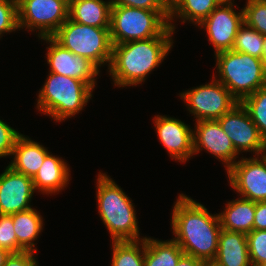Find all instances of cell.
Here are the masks:
<instances>
[{
    "label": "cell",
    "mask_w": 266,
    "mask_h": 266,
    "mask_svg": "<svg viewBox=\"0 0 266 266\" xmlns=\"http://www.w3.org/2000/svg\"><path fill=\"white\" fill-rule=\"evenodd\" d=\"M173 238L186 255L210 265L216 256L221 232L218 214H210L201 203L181 193L174 202Z\"/></svg>",
    "instance_id": "cell-1"
},
{
    "label": "cell",
    "mask_w": 266,
    "mask_h": 266,
    "mask_svg": "<svg viewBox=\"0 0 266 266\" xmlns=\"http://www.w3.org/2000/svg\"><path fill=\"white\" fill-rule=\"evenodd\" d=\"M173 43L172 36H158L113 45L108 72L114 86L123 88L142 84L163 62Z\"/></svg>",
    "instance_id": "cell-2"
},
{
    "label": "cell",
    "mask_w": 266,
    "mask_h": 266,
    "mask_svg": "<svg viewBox=\"0 0 266 266\" xmlns=\"http://www.w3.org/2000/svg\"><path fill=\"white\" fill-rule=\"evenodd\" d=\"M96 198L100 218L112 241H136L140 238L135 205L122 188L106 173L99 172Z\"/></svg>",
    "instance_id": "cell-3"
},
{
    "label": "cell",
    "mask_w": 266,
    "mask_h": 266,
    "mask_svg": "<svg viewBox=\"0 0 266 266\" xmlns=\"http://www.w3.org/2000/svg\"><path fill=\"white\" fill-rule=\"evenodd\" d=\"M39 89L36 108L56 122L78 114L92 97L93 88L82 80L49 72Z\"/></svg>",
    "instance_id": "cell-4"
},
{
    "label": "cell",
    "mask_w": 266,
    "mask_h": 266,
    "mask_svg": "<svg viewBox=\"0 0 266 266\" xmlns=\"http://www.w3.org/2000/svg\"><path fill=\"white\" fill-rule=\"evenodd\" d=\"M110 36L113 45L147 40L158 36H172L169 10H148L112 5Z\"/></svg>",
    "instance_id": "cell-5"
},
{
    "label": "cell",
    "mask_w": 266,
    "mask_h": 266,
    "mask_svg": "<svg viewBox=\"0 0 266 266\" xmlns=\"http://www.w3.org/2000/svg\"><path fill=\"white\" fill-rule=\"evenodd\" d=\"M214 56L217 80L227 87L239 102L266 86V69L262 59L232 49Z\"/></svg>",
    "instance_id": "cell-6"
},
{
    "label": "cell",
    "mask_w": 266,
    "mask_h": 266,
    "mask_svg": "<svg viewBox=\"0 0 266 266\" xmlns=\"http://www.w3.org/2000/svg\"><path fill=\"white\" fill-rule=\"evenodd\" d=\"M52 37L75 55L89 59L99 69L107 63L109 68L113 50L109 28L85 25L68 18Z\"/></svg>",
    "instance_id": "cell-7"
},
{
    "label": "cell",
    "mask_w": 266,
    "mask_h": 266,
    "mask_svg": "<svg viewBox=\"0 0 266 266\" xmlns=\"http://www.w3.org/2000/svg\"><path fill=\"white\" fill-rule=\"evenodd\" d=\"M18 6L19 29L38 31V37H52L69 18L66 0H20Z\"/></svg>",
    "instance_id": "cell-8"
},
{
    "label": "cell",
    "mask_w": 266,
    "mask_h": 266,
    "mask_svg": "<svg viewBox=\"0 0 266 266\" xmlns=\"http://www.w3.org/2000/svg\"><path fill=\"white\" fill-rule=\"evenodd\" d=\"M180 97L196 121L218 120L239 103L214 75L211 83L192 87L180 93Z\"/></svg>",
    "instance_id": "cell-9"
},
{
    "label": "cell",
    "mask_w": 266,
    "mask_h": 266,
    "mask_svg": "<svg viewBox=\"0 0 266 266\" xmlns=\"http://www.w3.org/2000/svg\"><path fill=\"white\" fill-rule=\"evenodd\" d=\"M234 2H221L199 25L207 33L217 54L233 48L236 34L244 23L243 8L238 13L234 10Z\"/></svg>",
    "instance_id": "cell-10"
},
{
    "label": "cell",
    "mask_w": 266,
    "mask_h": 266,
    "mask_svg": "<svg viewBox=\"0 0 266 266\" xmlns=\"http://www.w3.org/2000/svg\"><path fill=\"white\" fill-rule=\"evenodd\" d=\"M226 173L229 185L240 197L266 201V164L260 156L242 157Z\"/></svg>",
    "instance_id": "cell-11"
},
{
    "label": "cell",
    "mask_w": 266,
    "mask_h": 266,
    "mask_svg": "<svg viewBox=\"0 0 266 266\" xmlns=\"http://www.w3.org/2000/svg\"><path fill=\"white\" fill-rule=\"evenodd\" d=\"M218 121L239 155L242 152H254V156H259L266 141L261 137L257 126L241 102Z\"/></svg>",
    "instance_id": "cell-12"
},
{
    "label": "cell",
    "mask_w": 266,
    "mask_h": 266,
    "mask_svg": "<svg viewBox=\"0 0 266 266\" xmlns=\"http://www.w3.org/2000/svg\"><path fill=\"white\" fill-rule=\"evenodd\" d=\"M41 40L49 42V46L46 47L49 72L82 80L95 88L97 82L95 78L99 75L100 69L94 63L85 57L75 55L53 37H42Z\"/></svg>",
    "instance_id": "cell-13"
},
{
    "label": "cell",
    "mask_w": 266,
    "mask_h": 266,
    "mask_svg": "<svg viewBox=\"0 0 266 266\" xmlns=\"http://www.w3.org/2000/svg\"><path fill=\"white\" fill-rule=\"evenodd\" d=\"M193 130L194 155L202 149L225 164L226 171L236 162L239 155L231 139L223 131L218 120H199Z\"/></svg>",
    "instance_id": "cell-14"
},
{
    "label": "cell",
    "mask_w": 266,
    "mask_h": 266,
    "mask_svg": "<svg viewBox=\"0 0 266 266\" xmlns=\"http://www.w3.org/2000/svg\"><path fill=\"white\" fill-rule=\"evenodd\" d=\"M34 192L32 178L7 166L0 174V214L13 215L32 208Z\"/></svg>",
    "instance_id": "cell-15"
},
{
    "label": "cell",
    "mask_w": 266,
    "mask_h": 266,
    "mask_svg": "<svg viewBox=\"0 0 266 266\" xmlns=\"http://www.w3.org/2000/svg\"><path fill=\"white\" fill-rule=\"evenodd\" d=\"M153 121L159 141L172 159L184 163L194 155L193 129L188 124L166 115H156Z\"/></svg>",
    "instance_id": "cell-16"
},
{
    "label": "cell",
    "mask_w": 266,
    "mask_h": 266,
    "mask_svg": "<svg viewBox=\"0 0 266 266\" xmlns=\"http://www.w3.org/2000/svg\"><path fill=\"white\" fill-rule=\"evenodd\" d=\"M70 168L64 159L50 152L45 156L44 162L32 179L35 191L42 194H54L64 190L69 184Z\"/></svg>",
    "instance_id": "cell-17"
},
{
    "label": "cell",
    "mask_w": 266,
    "mask_h": 266,
    "mask_svg": "<svg viewBox=\"0 0 266 266\" xmlns=\"http://www.w3.org/2000/svg\"><path fill=\"white\" fill-rule=\"evenodd\" d=\"M211 266H252L245 233L221 229Z\"/></svg>",
    "instance_id": "cell-18"
},
{
    "label": "cell",
    "mask_w": 266,
    "mask_h": 266,
    "mask_svg": "<svg viewBox=\"0 0 266 266\" xmlns=\"http://www.w3.org/2000/svg\"><path fill=\"white\" fill-rule=\"evenodd\" d=\"M48 153L49 151L42 144L21 134L15 142L11 154L13 160L8 166L33 179Z\"/></svg>",
    "instance_id": "cell-19"
},
{
    "label": "cell",
    "mask_w": 266,
    "mask_h": 266,
    "mask_svg": "<svg viewBox=\"0 0 266 266\" xmlns=\"http://www.w3.org/2000/svg\"><path fill=\"white\" fill-rule=\"evenodd\" d=\"M111 8V0H76L69 5V18L85 25L110 28Z\"/></svg>",
    "instance_id": "cell-20"
},
{
    "label": "cell",
    "mask_w": 266,
    "mask_h": 266,
    "mask_svg": "<svg viewBox=\"0 0 266 266\" xmlns=\"http://www.w3.org/2000/svg\"><path fill=\"white\" fill-rule=\"evenodd\" d=\"M225 209L218 214L222 229L242 232L253 230L255 202L245 198H237L227 202Z\"/></svg>",
    "instance_id": "cell-21"
},
{
    "label": "cell",
    "mask_w": 266,
    "mask_h": 266,
    "mask_svg": "<svg viewBox=\"0 0 266 266\" xmlns=\"http://www.w3.org/2000/svg\"><path fill=\"white\" fill-rule=\"evenodd\" d=\"M14 232L17 238V253L23 251L36 252L34 241L43 230V218L39 211L30 208L11 215ZM35 247V248H34Z\"/></svg>",
    "instance_id": "cell-22"
},
{
    "label": "cell",
    "mask_w": 266,
    "mask_h": 266,
    "mask_svg": "<svg viewBox=\"0 0 266 266\" xmlns=\"http://www.w3.org/2000/svg\"><path fill=\"white\" fill-rule=\"evenodd\" d=\"M221 0H175L169 6V26L175 31L174 18L184 24L190 21L199 25L221 3ZM172 21V22H171Z\"/></svg>",
    "instance_id": "cell-23"
},
{
    "label": "cell",
    "mask_w": 266,
    "mask_h": 266,
    "mask_svg": "<svg viewBox=\"0 0 266 266\" xmlns=\"http://www.w3.org/2000/svg\"><path fill=\"white\" fill-rule=\"evenodd\" d=\"M184 254L174 239L163 241L145 237L144 266H177Z\"/></svg>",
    "instance_id": "cell-24"
},
{
    "label": "cell",
    "mask_w": 266,
    "mask_h": 266,
    "mask_svg": "<svg viewBox=\"0 0 266 266\" xmlns=\"http://www.w3.org/2000/svg\"><path fill=\"white\" fill-rule=\"evenodd\" d=\"M111 266H144L145 238L136 241H112Z\"/></svg>",
    "instance_id": "cell-25"
},
{
    "label": "cell",
    "mask_w": 266,
    "mask_h": 266,
    "mask_svg": "<svg viewBox=\"0 0 266 266\" xmlns=\"http://www.w3.org/2000/svg\"><path fill=\"white\" fill-rule=\"evenodd\" d=\"M264 36L245 22L240 26L232 50L262 59Z\"/></svg>",
    "instance_id": "cell-26"
},
{
    "label": "cell",
    "mask_w": 266,
    "mask_h": 266,
    "mask_svg": "<svg viewBox=\"0 0 266 266\" xmlns=\"http://www.w3.org/2000/svg\"><path fill=\"white\" fill-rule=\"evenodd\" d=\"M241 104L246 108L261 137L266 141V86L245 97Z\"/></svg>",
    "instance_id": "cell-27"
},
{
    "label": "cell",
    "mask_w": 266,
    "mask_h": 266,
    "mask_svg": "<svg viewBox=\"0 0 266 266\" xmlns=\"http://www.w3.org/2000/svg\"><path fill=\"white\" fill-rule=\"evenodd\" d=\"M244 12V22L266 36V0H247Z\"/></svg>",
    "instance_id": "cell-28"
},
{
    "label": "cell",
    "mask_w": 266,
    "mask_h": 266,
    "mask_svg": "<svg viewBox=\"0 0 266 266\" xmlns=\"http://www.w3.org/2000/svg\"><path fill=\"white\" fill-rule=\"evenodd\" d=\"M252 266L266 262V230H252L246 234Z\"/></svg>",
    "instance_id": "cell-29"
},
{
    "label": "cell",
    "mask_w": 266,
    "mask_h": 266,
    "mask_svg": "<svg viewBox=\"0 0 266 266\" xmlns=\"http://www.w3.org/2000/svg\"><path fill=\"white\" fill-rule=\"evenodd\" d=\"M19 29L16 0H0V38Z\"/></svg>",
    "instance_id": "cell-30"
},
{
    "label": "cell",
    "mask_w": 266,
    "mask_h": 266,
    "mask_svg": "<svg viewBox=\"0 0 266 266\" xmlns=\"http://www.w3.org/2000/svg\"><path fill=\"white\" fill-rule=\"evenodd\" d=\"M0 248L11 254L17 253V238L11 215L0 214Z\"/></svg>",
    "instance_id": "cell-31"
},
{
    "label": "cell",
    "mask_w": 266,
    "mask_h": 266,
    "mask_svg": "<svg viewBox=\"0 0 266 266\" xmlns=\"http://www.w3.org/2000/svg\"><path fill=\"white\" fill-rule=\"evenodd\" d=\"M20 135L21 133L0 119V158L11 156Z\"/></svg>",
    "instance_id": "cell-32"
},
{
    "label": "cell",
    "mask_w": 266,
    "mask_h": 266,
    "mask_svg": "<svg viewBox=\"0 0 266 266\" xmlns=\"http://www.w3.org/2000/svg\"><path fill=\"white\" fill-rule=\"evenodd\" d=\"M112 5H122L148 10H169L167 0H111Z\"/></svg>",
    "instance_id": "cell-33"
},
{
    "label": "cell",
    "mask_w": 266,
    "mask_h": 266,
    "mask_svg": "<svg viewBox=\"0 0 266 266\" xmlns=\"http://www.w3.org/2000/svg\"><path fill=\"white\" fill-rule=\"evenodd\" d=\"M34 255L37 254L31 251L10 254L4 266H39Z\"/></svg>",
    "instance_id": "cell-34"
},
{
    "label": "cell",
    "mask_w": 266,
    "mask_h": 266,
    "mask_svg": "<svg viewBox=\"0 0 266 266\" xmlns=\"http://www.w3.org/2000/svg\"><path fill=\"white\" fill-rule=\"evenodd\" d=\"M253 230H266V201L255 202Z\"/></svg>",
    "instance_id": "cell-35"
},
{
    "label": "cell",
    "mask_w": 266,
    "mask_h": 266,
    "mask_svg": "<svg viewBox=\"0 0 266 266\" xmlns=\"http://www.w3.org/2000/svg\"><path fill=\"white\" fill-rule=\"evenodd\" d=\"M177 266H207V264L200 259L184 254L179 259Z\"/></svg>",
    "instance_id": "cell-36"
},
{
    "label": "cell",
    "mask_w": 266,
    "mask_h": 266,
    "mask_svg": "<svg viewBox=\"0 0 266 266\" xmlns=\"http://www.w3.org/2000/svg\"><path fill=\"white\" fill-rule=\"evenodd\" d=\"M10 252L0 248V266H4L6 259L10 256Z\"/></svg>",
    "instance_id": "cell-37"
},
{
    "label": "cell",
    "mask_w": 266,
    "mask_h": 266,
    "mask_svg": "<svg viewBox=\"0 0 266 266\" xmlns=\"http://www.w3.org/2000/svg\"><path fill=\"white\" fill-rule=\"evenodd\" d=\"M262 61L264 63V67L266 69V36H264Z\"/></svg>",
    "instance_id": "cell-38"
},
{
    "label": "cell",
    "mask_w": 266,
    "mask_h": 266,
    "mask_svg": "<svg viewBox=\"0 0 266 266\" xmlns=\"http://www.w3.org/2000/svg\"><path fill=\"white\" fill-rule=\"evenodd\" d=\"M259 156L264 160L266 164V143L264 145V148L261 150V153L259 154Z\"/></svg>",
    "instance_id": "cell-39"
},
{
    "label": "cell",
    "mask_w": 266,
    "mask_h": 266,
    "mask_svg": "<svg viewBox=\"0 0 266 266\" xmlns=\"http://www.w3.org/2000/svg\"><path fill=\"white\" fill-rule=\"evenodd\" d=\"M76 0H66V2L70 5L72 2H74Z\"/></svg>",
    "instance_id": "cell-40"
},
{
    "label": "cell",
    "mask_w": 266,
    "mask_h": 266,
    "mask_svg": "<svg viewBox=\"0 0 266 266\" xmlns=\"http://www.w3.org/2000/svg\"><path fill=\"white\" fill-rule=\"evenodd\" d=\"M167 1H168L169 6H170L175 0H167Z\"/></svg>",
    "instance_id": "cell-41"
},
{
    "label": "cell",
    "mask_w": 266,
    "mask_h": 266,
    "mask_svg": "<svg viewBox=\"0 0 266 266\" xmlns=\"http://www.w3.org/2000/svg\"><path fill=\"white\" fill-rule=\"evenodd\" d=\"M222 2H234V0H221Z\"/></svg>",
    "instance_id": "cell-42"
},
{
    "label": "cell",
    "mask_w": 266,
    "mask_h": 266,
    "mask_svg": "<svg viewBox=\"0 0 266 266\" xmlns=\"http://www.w3.org/2000/svg\"><path fill=\"white\" fill-rule=\"evenodd\" d=\"M257 266H266V262L265 263H262L260 265H257Z\"/></svg>",
    "instance_id": "cell-43"
}]
</instances>
